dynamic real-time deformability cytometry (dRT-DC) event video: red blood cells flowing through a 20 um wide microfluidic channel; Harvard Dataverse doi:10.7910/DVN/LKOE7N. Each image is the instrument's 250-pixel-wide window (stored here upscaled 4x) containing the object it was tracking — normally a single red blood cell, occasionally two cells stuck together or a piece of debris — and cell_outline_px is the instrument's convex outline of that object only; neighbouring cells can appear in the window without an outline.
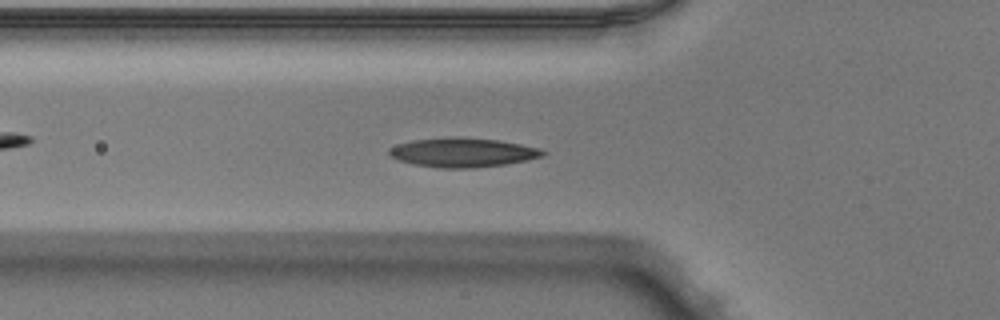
{"species": "Egyptian fruit bat (a non-hibernating species)", "species_latin": "Rousettus aegyptiacus", "temperature_condition": "warm", "stored_images_in_passage": 51, "camera_frame_rate_fps": 3000, "um_per_image_px": 0.085, "animal": {"sex": "male"}, "frame": {"image": 1, "passage_image": 17, "time_ms": 5.333, "image_size_px": [1000, 320], "cell_outline_px": [[548, 152], [544, 156], [504, 164], [472, 168], [440, 168], [412, 164], [396, 160], [388, 156], [388, 148], [412, 140], [448, 136], [456, 136], [496, 140], [520, 144], [540, 148]], "centroid_in_image_um": [39.28, 12.95], "position_along_channel_um": 86.5, "area_um2": 26.36}}
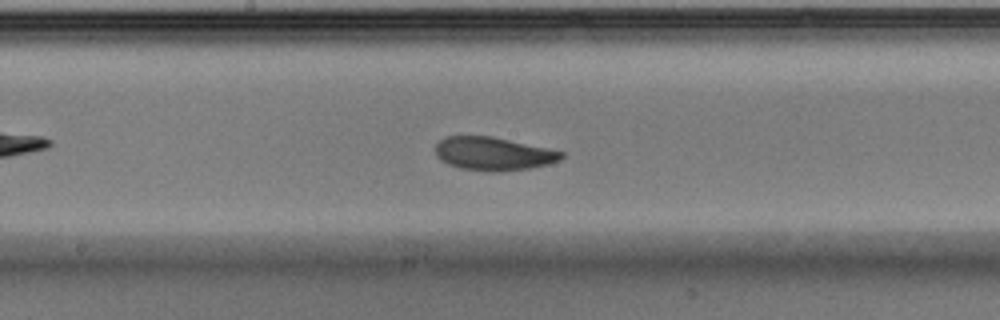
{"frame": {"image": 2, "passage_image": 26, "time_ms": 8.333, "image_size_px": [1000, 320], "cell_outline_px": [[564, 156], [560, 160], [548, 164], [528, 168], [496, 172], [492, 172], [460, 168], [448, 164], [440, 160], [436, 156], [436, 144], [444, 136], [492, 136], [548, 148], [564, 152]], "centroid_in_image_um": [41.92, 13.06], "position_along_channel_um": 206.3, "area_um2": 24.45}}
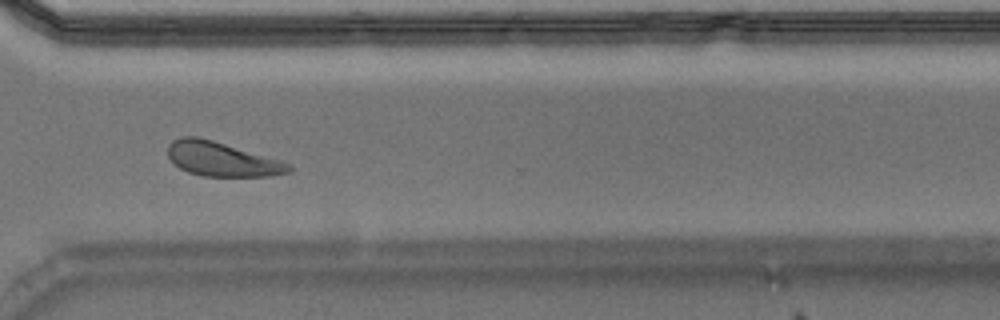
{"frame": {"image": 3, "passage_image": 37, "time_ms": 12.0, "image_size_px": [1000, 320], "cell_outline_px": [[292, 172], [272, 176], [204, 176], [188, 172], [172, 164], [168, 156], [168, 144], [172, 140], [180, 136], [196, 136], [212, 140], [280, 160], [292, 164]], "centroid_in_image_um": [18.84, 13.53], "position_along_channel_um": 351.8, "area_um2": 24.28}, "authors_computed_cell_mechanics": {"area_um2": 24.6806, "velocity_mm_per_s": 3.9718, "shape_relaxation_time_tau1_ms": 2.4785, "shape_relaxation_time_tau2_ms": null, "deformation_change_tau1": 0.1253, "deformation_change_tau2": null}}